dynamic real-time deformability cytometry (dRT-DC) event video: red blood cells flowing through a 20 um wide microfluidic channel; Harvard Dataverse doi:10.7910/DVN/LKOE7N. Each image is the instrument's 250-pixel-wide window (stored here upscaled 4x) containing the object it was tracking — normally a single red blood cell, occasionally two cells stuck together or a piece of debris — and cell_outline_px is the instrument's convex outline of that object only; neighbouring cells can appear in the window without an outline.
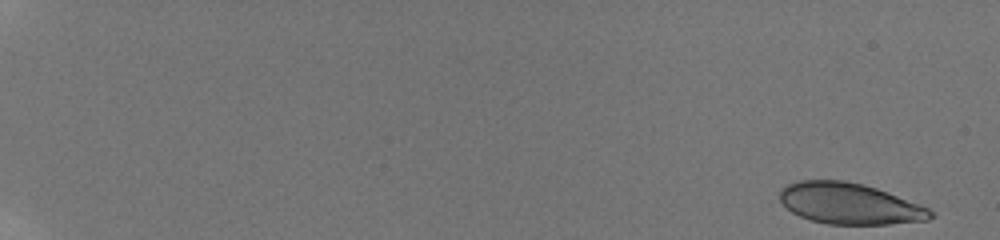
{"species": "human", "species_latin": "Homo sapiens", "temperature_condition": "room temperature", "stored_images_in_passage": 20, "camera_frame_rate_fps": 3000, "um_per_image_px": 0.085, "donor": {"sex": "male"}, "frame": {"image": 1, "passage_image": 1, "time_ms": 0.0, "image_size_px": [1000, 240], "cell_outline_px": [[932, 216], [928, 220], [888, 224], [828, 224], [812, 220], [800, 216], [792, 212], [780, 200], [780, 188], [796, 180], [844, 180], [864, 184], [876, 188], [928, 208], [932, 212]], "centroid_in_image_um": [72.17, 17.3], "position_along_channel_um": 12.8, "area_um2": 35.78}}
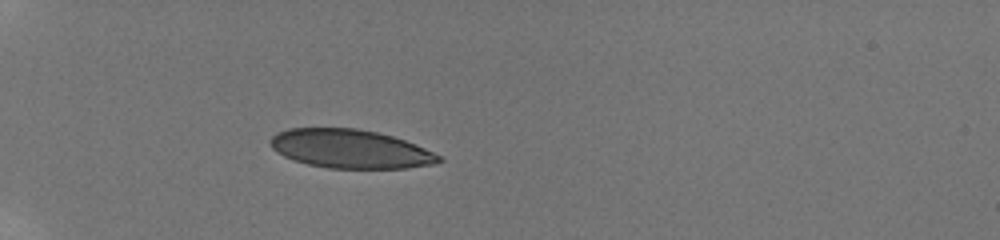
{"frame": {"image": 2, "passage_image": 15, "time_ms": 6.0, "image_size_px": [1000, 240], "cell_outline_px": [[444, 160], [432, 164], [408, 168], [328, 168], [308, 164], [292, 160], [276, 152], [268, 144], [268, 140], [276, 132], [288, 128], [356, 128], [376, 132], [392, 136], [404, 140], [424, 148], [440, 156]], "centroid_in_image_um": [29.71, 12.65], "position_along_channel_um": 55.3, "area_um2": 38.03}}
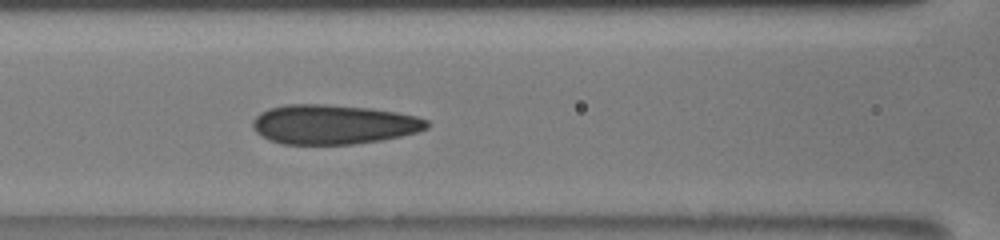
{"frame": {"image": 3, "passage_image": 20, "time_ms": 9.0, "image_size_px": [1000, 240], "cell_outline_px": [[432, 124], [428, 128], [416, 132], [400, 136], [380, 140], [352, 144], [280, 144], [268, 140], [256, 132], [252, 128], [252, 120], [260, 112], [268, 108], [284, 104], [324, 104], [372, 108], [396, 112], [416, 116], [428, 120]], "centroid_in_image_um": [28.32, 10.57], "position_along_channel_um": 138.3, "area_um2": 40.4}}